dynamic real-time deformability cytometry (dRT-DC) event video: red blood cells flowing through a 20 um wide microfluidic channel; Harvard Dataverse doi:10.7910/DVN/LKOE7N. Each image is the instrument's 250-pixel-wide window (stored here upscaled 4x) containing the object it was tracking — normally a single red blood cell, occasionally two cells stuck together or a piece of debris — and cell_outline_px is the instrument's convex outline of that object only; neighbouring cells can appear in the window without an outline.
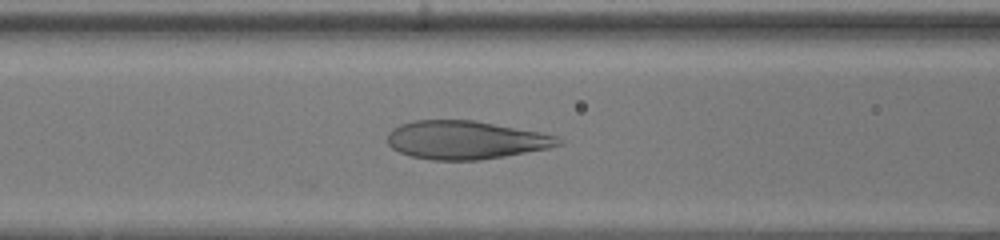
{"species": "human", "species_latin": "Homo sapiens", "temperature_condition": "warm", "stored_images_in_passage": 47, "camera_frame_rate_fps": 3000, "um_per_image_px": 0.085, "donor": {"sex": "female"}, "frame": {"image": 1, "passage_image": 19, "time_ms": 6.0, "image_size_px": [1000, 240], "cell_outline_px": [[564, 144], [548, 148], [504, 156], [480, 160], [432, 160], [412, 156], [400, 152], [392, 148], [388, 144], [388, 132], [392, 128], [400, 124], [412, 120], [472, 120], [540, 132], [556, 136], [564, 140]], "centroid_in_image_um": [39.57, 11.89], "position_along_channel_um": 127.0, "area_um2": 38.15}}
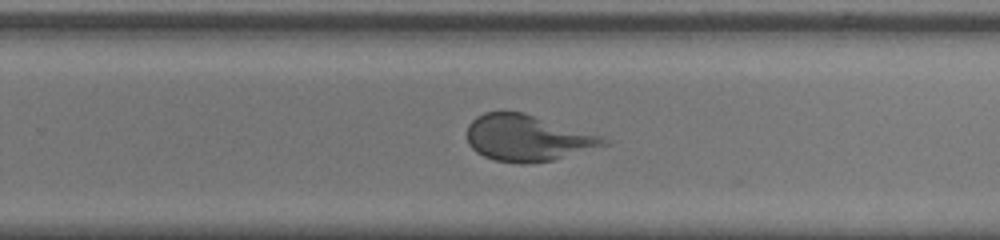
{"frame": {"image": 2, "passage_image": 30, "time_ms": 9.667, "image_size_px": [1000, 240], "cell_outline_px": [[612, 144], [552, 160], [520, 164], [492, 160], [476, 152], [468, 144], [468, 124], [476, 116], [484, 112], [524, 112], [600, 136]], "centroid_in_image_um": [44.8, 11.74], "position_along_channel_um": 285.0, "area_um2": 36.59}}
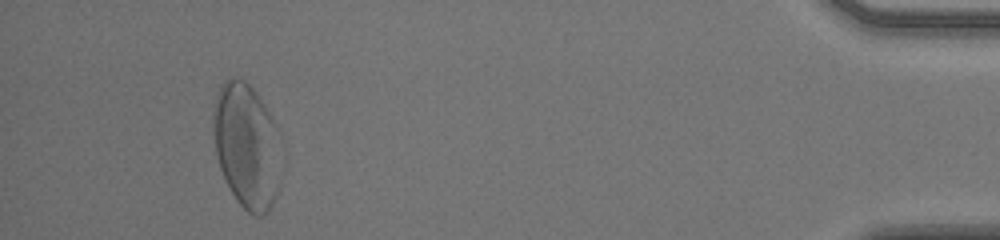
{"frame": {"image": 3, "passage_image": 44, "time_ms": 14.333, "image_size_px": [1000, 240], "cell_outline_px": [[280, 184], [272, 204], [268, 212], [264, 216], [256, 216], [248, 212], [236, 200], [220, 168], [216, 152], [212, 128], [212, 112], [216, 96], [224, 80], [232, 76], [244, 80], [256, 92], [264, 104], [272, 120]], "centroid_in_image_um": [20.89, 12.39], "position_along_channel_um": 414.3, "area_um2": 48.32}}